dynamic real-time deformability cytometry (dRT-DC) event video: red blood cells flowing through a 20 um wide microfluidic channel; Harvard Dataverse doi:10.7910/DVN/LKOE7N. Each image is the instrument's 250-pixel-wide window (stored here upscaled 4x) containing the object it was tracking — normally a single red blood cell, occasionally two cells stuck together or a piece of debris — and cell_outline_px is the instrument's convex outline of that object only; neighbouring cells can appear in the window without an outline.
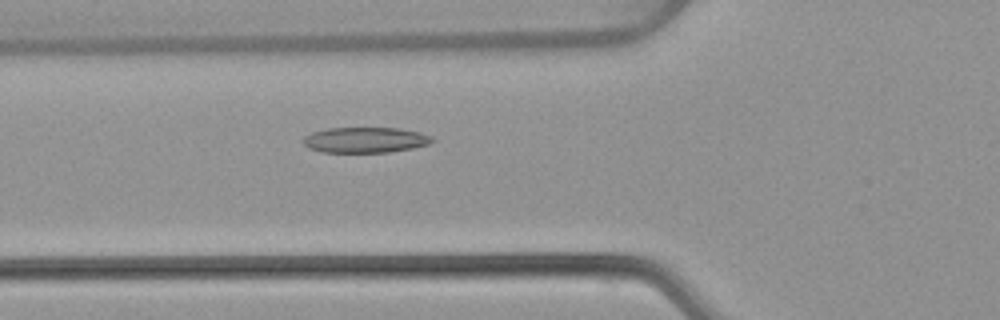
{"species": "common noctule bat (a hibernating species)", "species_latin": "Nyctalus noctula", "temperature_condition": "warm", "stored_images_in_passage": 44, "camera_frame_rate_fps": 3000, "um_per_image_px": 0.085, "animal": {"sex": "female", "body_mass_g": 22.7, "forearm_length_mm": 54.2}, "frame": {"image": 1, "passage_image": 10, "time_ms": 3.0, "image_size_px": [1000, 320], "cell_outline_px": [[436, 140], [428, 144], [412, 148], [388, 152], [324, 152], [308, 148], [300, 140], [304, 136], [312, 132], [328, 128], [400, 128], [420, 132], [432, 136]], "centroid_in_image_um": [31.04, 11.89], "position_along_channel_um": 94.8, "area_um2": 19.31}}
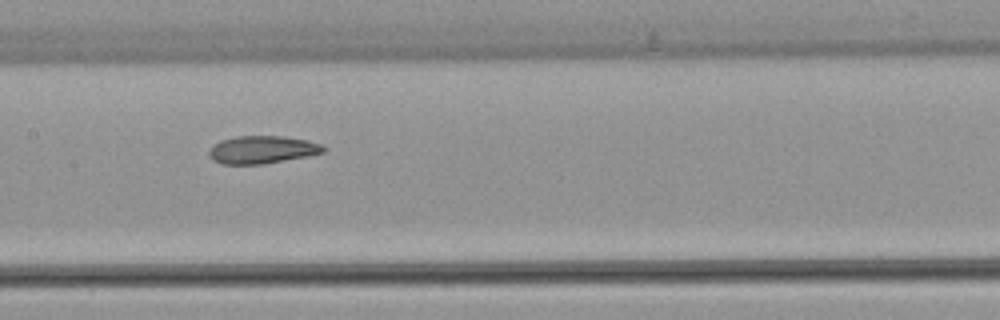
{"frame": {"image": 2, "passage_image": 17, "time_ms": 5.333, "image_size_px": [1000, 320], "cell_outline_px": [[328, 148], [324, 152], [308, 156], [260, 164], [220, 164], [212, 160], [208, 156], [208, 152], [220, 140], [236, 136], [284, 136], [308, 140], [324, 144]], "centroid_in_image_um": [22.32, 12.72], "position_along_channel_um": 185.1, "area_um2": 18.61}}
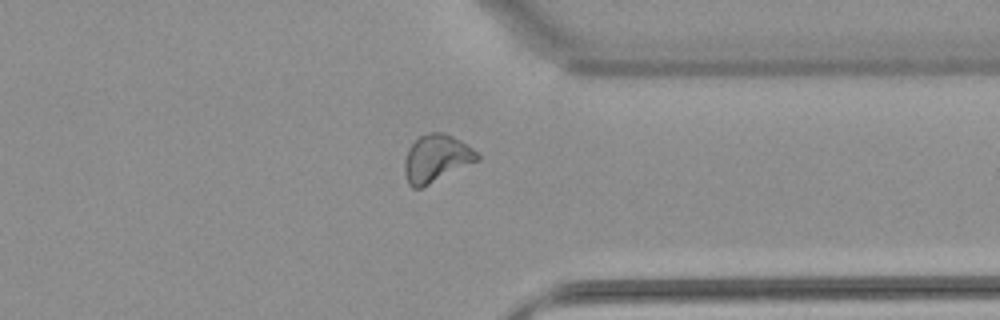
{"frame": {"image": 3, "passage_image": 32, "time_ms": 10.333, "image_size_px": [1000, 320], "cell_outline_px": [[480, 160], [420, 188], [412, 188], [408, 184], [404, 172], [404, 160], [408, 148], [420, 136], [428, 132], [444, 132], [460, 140], [472, 148], [480, 156]], "centroid_in_image_um": [37.07, 13.46], "position_along_channel_um": 374.3, "area_um2": 20.06}, "authors_computed_cell_mechanics": {"area_um2": 19.363, "velocity_mm_per_s": 3.8538, "shape_relaxation_time_tau1_ms": null, "shape_relaxation_time_tau2_ms": 1.8929, "deformation_change_tau1": null, "deformation_change_tau2": 0.0852}}